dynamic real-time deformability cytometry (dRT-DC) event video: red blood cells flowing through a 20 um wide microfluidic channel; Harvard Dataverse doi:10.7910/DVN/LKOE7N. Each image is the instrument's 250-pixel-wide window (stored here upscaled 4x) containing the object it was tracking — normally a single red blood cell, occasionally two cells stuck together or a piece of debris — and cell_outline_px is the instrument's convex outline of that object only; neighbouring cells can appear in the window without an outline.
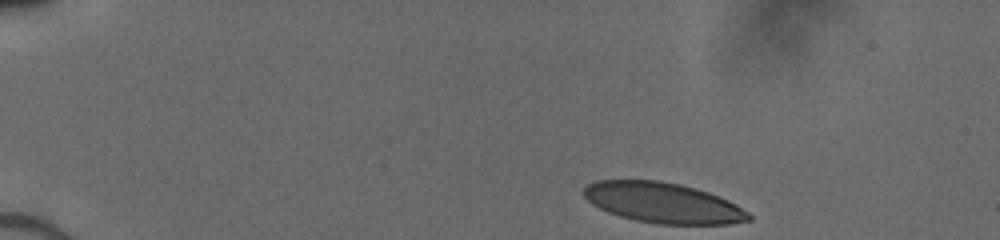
{"species": "human", "species_latin": "Homo sapiens", "temperature_condition": "cold", "stored_images_in_passage": 40, "camera_frame_rate_fps": 3000, "um_per_image_px": 0.085, "donor": {"sex": "male"}, "frame": {"image": 1, "passage_image": 1, "time_ms": 0.0, "image_size_px": [1000, 240], "cell_outline_px": [[752, 220], [728, 224], [660, 224], [636, 220], [620, 216], [608, 212], [592, 204], [580, 192], [588, 184], [596, 180], [660, 180], [680, 184], [696, 188], [708, 192], [728, 200], [736, 204], [748, 212], [752, 216]], "centroid_in_image_um": [56.35, 17.23], "position_along_channel_um": 28.6, "area_um2": 38.9}}
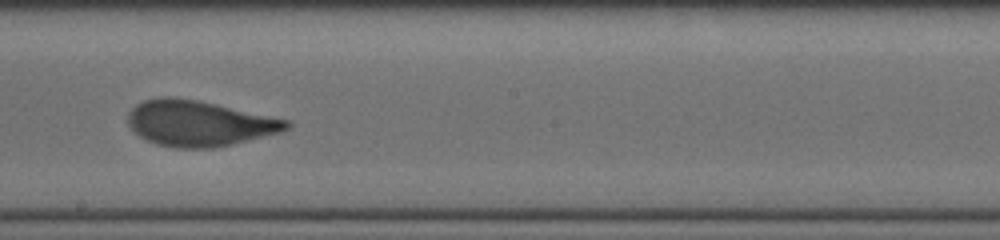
{"frame": {"image": 2, "passage_image": 23, "time_ms": 7.333, "image_size_px": [1000, 240], "cell_outline_px": [[292, 124], [288, 128], [280, 132], [232, 144], [212, 148], [176, 148], [156, 144], [140, 136], [128, 124], [128, 112], [136, 104], [144, 100], [160, 96], [172, 96], [196, 100], [292, 120]], "centroid_in_image_um": [16.93, 10.47], "position_along_channel_um": 231.3, "area_um2": 42.08}}
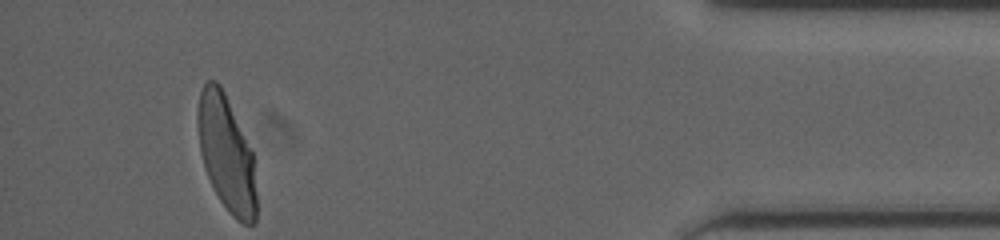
{"frame": {"image": 3, "passage_image": 40, "time_ms": 13.0, "image_size_px": [1000, 240], "cell_outline_px": [[256, 220], [252, 224], [244, 224], [236, 220], [228, 212], [220, 200], [204, 168], [200, 152], [196, 124], [196, 116], [200, 92], [204, 84], [208, 80], [216, 80], [220, 84], [224, 92], [252, 152], [256, 192]], "centroid_in_image_um": [19.22, 13.05], "position_along_channel_um": 416.0, "area_um2": 39.36}}